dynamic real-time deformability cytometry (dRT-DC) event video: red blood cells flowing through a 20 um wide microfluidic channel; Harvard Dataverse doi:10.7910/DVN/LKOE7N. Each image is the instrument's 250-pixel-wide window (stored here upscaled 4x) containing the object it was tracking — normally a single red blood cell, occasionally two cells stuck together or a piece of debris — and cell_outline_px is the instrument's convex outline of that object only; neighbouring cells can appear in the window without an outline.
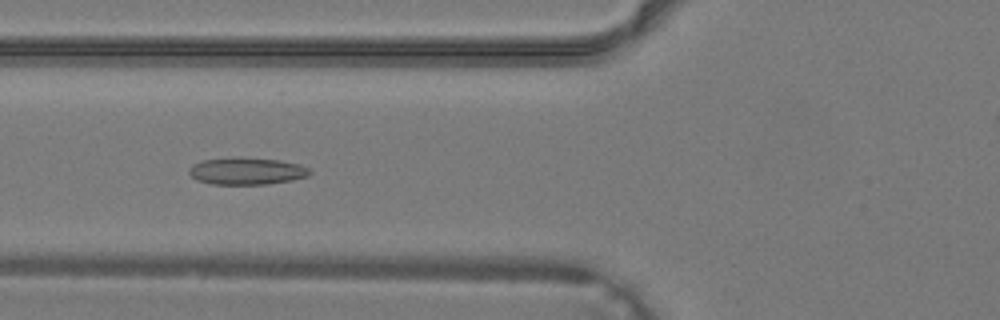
{"species": "common noctule bat (a hibernating species)", "species_latin": "Nyctalus noctula", "temperature_condition": "warm", "stored_images_in_passage": 38, "camera_frame_rate_fps": 3000, "um_per_image_px": 0.085, "animal": {"sex": "male", "body_mass_g": 19.2, "forearm_length_mm": 51.8}, "frame": {"image": 1, "passage_image": 13, "time_ms": 4.0, "image_size_px": [1000, 320], "cell_outline_px": [[312, 172], [308, 176], [292, 180], [268, 184], [212, 184], [196, 180], [188, 172], [188, 168], [192, 164], [204, 160], [240, 156], [280, 160], [300, 164], [308, 168]], "centroid_in_image_um": [20.97, 14.53], "position_along_channel_um": 104.8, "area_um2": 19.31}}
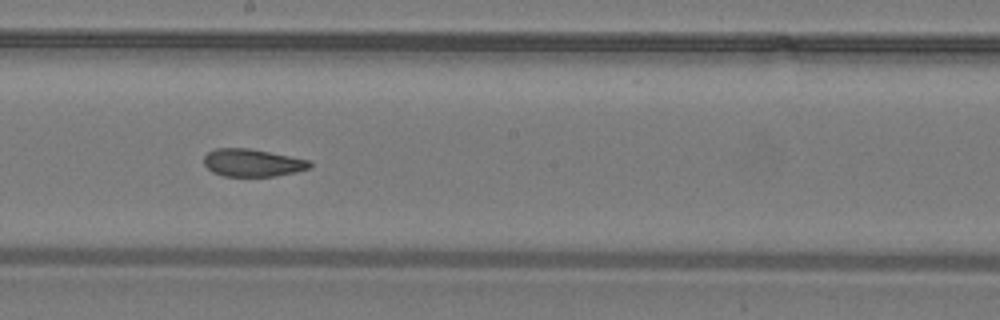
{"frame": {"image": 2, "passage_image": 20, "time_ms": 6.333, "image_size_px": [1000, 320], "cell_outline_px": [[312, 168], [296, 172], [276, 176], [224, 176], [212, 172], [204, 164], [204, 156], [208, 152], [216, 148], [248, 148], [308, 160], [312, 164]], "centroid_in_image_um": [21.45, 13.84], "position_along_channel_um": 226.7, "area_um2": 16.94}}
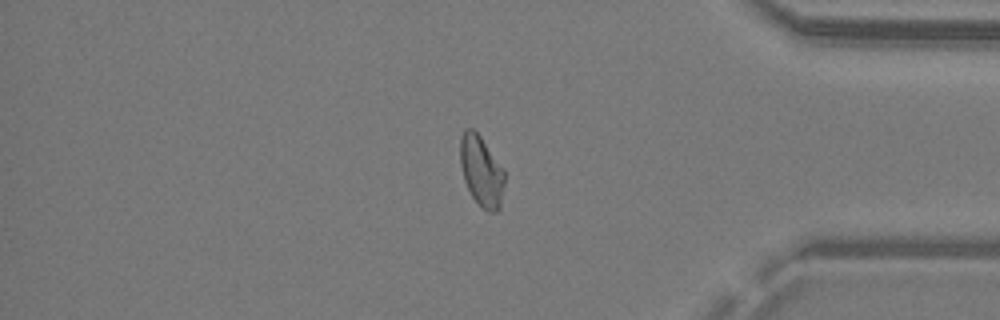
{"frame": {"image": 3, "passage_image": 31, "time_ms": 10.0, "image_size_px": [1000, 320], "cell_outline_px": [[504, 184], [500, 208], [496, 212], [488, 212], [480, 208], [472, 196], [464, 180], [460, 164], [460, 136], [464, 128], [472, 128], [480, 136], [504, 168]], "centroid_in_image_um": [40.91, 14.55], "position_along_channel_um": 394.3, "area_um2": 18.44}}